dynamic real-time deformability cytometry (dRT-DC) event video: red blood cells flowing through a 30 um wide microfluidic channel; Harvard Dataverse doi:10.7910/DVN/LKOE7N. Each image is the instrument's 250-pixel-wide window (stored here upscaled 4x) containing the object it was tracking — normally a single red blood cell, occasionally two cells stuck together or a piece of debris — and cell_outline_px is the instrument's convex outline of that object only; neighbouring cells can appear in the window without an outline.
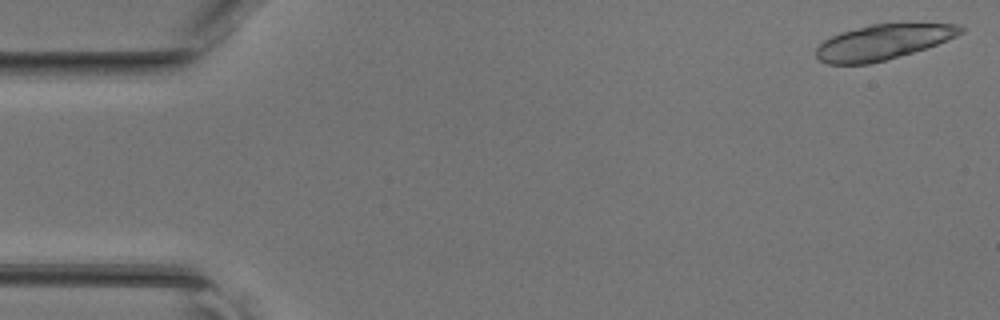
{"species": "common noctule bat (a hibernating species)", "species_latin": "Nyctalus noctula", "temperature_condition": "room temperature", "stored_images_in_passage": 14, "camera_frame_rate_fps": 3000, "um_per_image_px": 0.085, "animal": {"sex": "female", "body_mass_g": 17.0, "forearm_length_mm": 48.0}, "frame": {"image": 1, "passage_image": 1, "time_ms": 0.0, "image_size_px": [1000, 320], "cell_outline_px": [[964, 32], [948, 40], [912, 52], [884, 60], [868, 64], [828, 64], [820, 60], [816, 56], [816, 48], [824, 40], [840, 32], [872, 24], [960, 24], [964, 28]], "centroid_in_image_um": [75.04, 3.58], "position_along_channel_um": 10.0, "area_um2": 29.19}}